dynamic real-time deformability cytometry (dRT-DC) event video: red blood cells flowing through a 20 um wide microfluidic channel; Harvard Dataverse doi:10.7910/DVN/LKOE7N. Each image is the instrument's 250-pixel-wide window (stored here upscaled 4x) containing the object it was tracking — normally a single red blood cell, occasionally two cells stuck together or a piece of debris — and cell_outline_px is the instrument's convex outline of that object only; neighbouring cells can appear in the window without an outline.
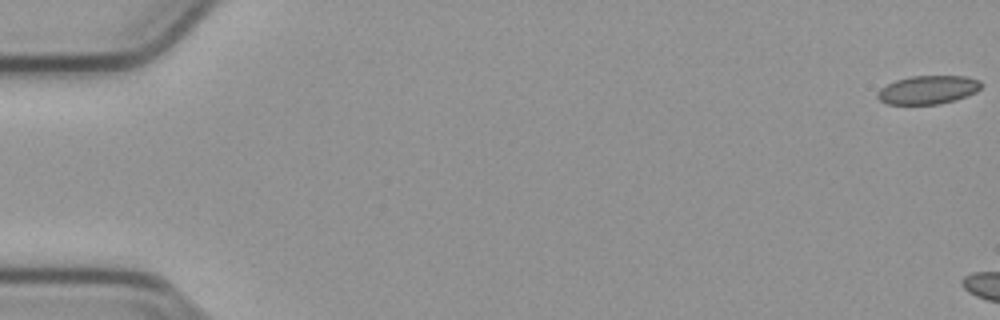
{"species": "common noctule bat (a hibernating species)", "species_latin": "Nyctalus noctula", "temperature_condition": "cold", "stored_images_in_passage": 6, "camera_frame_rate_fps": 3000, "um_per_image_px": 0.085, "animal": {"sex": "male", "body_mass_g": 23.1, "forearm_length_mm": 52.7}, "frame": {"image": 1, "passage_image": 1, "time_ms": 0.0, "image_size_px": [1000, 320], "cell_outline_px": [[984, 84], [976, 92], [956, 100], [936, 104], [888, 104], [880, 100], [876, 96], [876, 92], [880, 88], [896, 80], [912, 76], [968, 76], [980, 80]], "centroid_in_image_um": [78.9, 7.63], "position_along_channel_um": 6.1, "area_um2": 17.28}}